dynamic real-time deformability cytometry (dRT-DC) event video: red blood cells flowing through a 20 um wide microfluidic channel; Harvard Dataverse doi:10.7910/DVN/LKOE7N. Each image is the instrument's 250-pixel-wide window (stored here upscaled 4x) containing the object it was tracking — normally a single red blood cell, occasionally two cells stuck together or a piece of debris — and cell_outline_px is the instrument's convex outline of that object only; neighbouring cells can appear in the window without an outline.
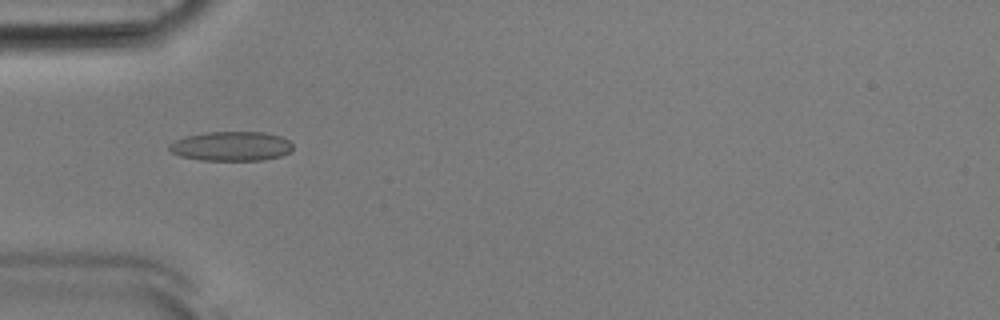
{"species": "Egyptian fruit bat (a non-hibernating species)", "species_latin": "Rousettus aegyptiacus", "temperature_condition": "room temperature", "stored_images_in_passage": 22, "camera_frame_rate_fps": 3000, "um_per_image_px": 0.085, "animal": {"sex": "male"}, "frame": {"image": 1, "passage_image": 1, "time_ms": 0.0, "image_size_px": [1000, 320], "cell_outline_px": [[292, 148], [288, 152], [280, 156], [264, 160], [200, 160], [180, 156], [172, 152], [168, 148], [168, 144], [184, 136], [204, 132], [264, 132], [280, 136], [288, 140], [292, 144]], "centroid_in_image_um": [19.62, 12.42], "position_along_channel_um": 65.4, "area_um2": 21.21}}
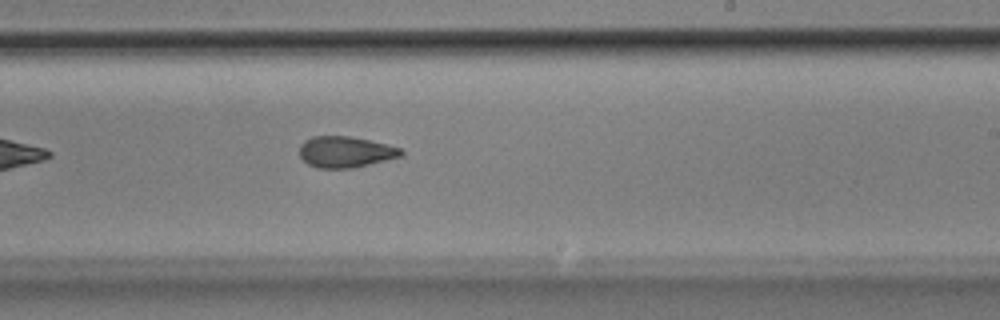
{"frame": {"image": 2, "passage_image": 16, "time_ms": 5.0, "image_size_px": [1000, 320], "cell_outline_px": [[404, 152], [400, 156], [352, 168], [316, 168], [308, 164], [300, 156], [300, 144], [304, 140], [312, 136], [352, 136], [400, 148]], "centroid_in_image_um": [29.3, 12.91], "position_along_channel_um": 259.7, "area_um2": 18.21}}
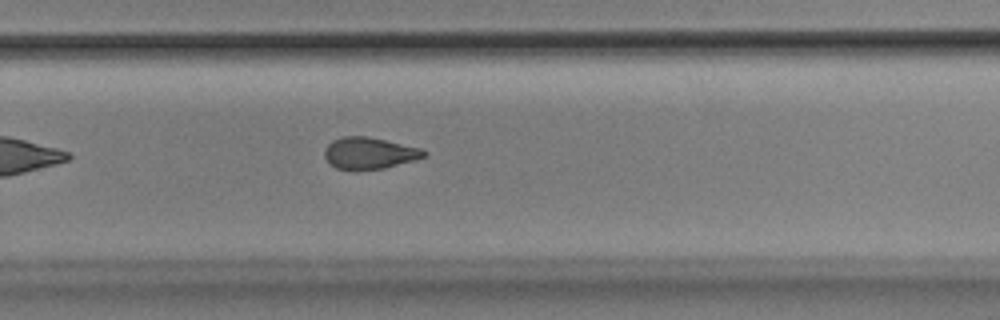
{"frame": {"image": 3, "passage_image": 19, "time_ms": 6.0, "image_size_px": [1000, 320], "cell_outline_px": [[428, 156], [416, 160], [384, 168], [336, 168], [324, 156], [324, 148], [332, 140], [344, 136], [368, 136], [420, 148], [428, 152]], "centroid_in_image_um": [31.43, 12.99], "position_along_channel_um": 298.4, "area_um2": 18.03}}